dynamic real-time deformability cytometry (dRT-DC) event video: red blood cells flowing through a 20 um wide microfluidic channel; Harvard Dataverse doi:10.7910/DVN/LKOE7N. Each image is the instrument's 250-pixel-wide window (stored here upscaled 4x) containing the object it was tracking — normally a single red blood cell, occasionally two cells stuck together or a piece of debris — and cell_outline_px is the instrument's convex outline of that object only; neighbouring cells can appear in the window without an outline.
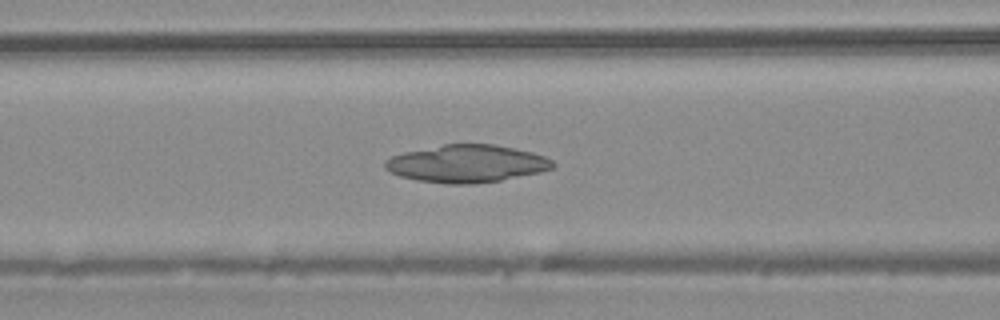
{"species": "common noctule bat (a hibernating species)", "species_latin": "Nyctalus noctula", "temperature_condition": "warm", "stored_images_in_passage": 37, "camera_frame_rate_fps": 3000, "um_per_image_px": 0.085, "animal": {"sex": "male", "body_mass_g": 20.4}, "frame": {"image": 1, "passage_image": 13, "time_ms": 4.0, "image_size_px": [1000, 320], "cell_outline_px": [[556, 168], [540, 172], [500, 180], [476, 184], [448, 184], [416, 180], [400, 176], [388, 172], [384, 168], [384, 160], [392, 156], [404, 152], [444, 144], [496, 144], [532, 152], [544, 156], [552, 160], [556, 164]], "centroid_in_image_um": [39.67, 13.91], "position_along_channel_um": 126.9, "area_um2": 36.93}}
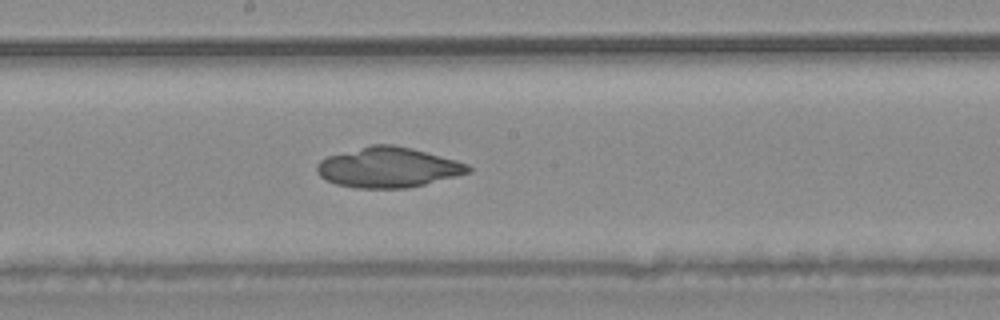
{"frame": {"image": 2, "passage_image": 19, "time_ms": 6.0, "image_size_px": [1000, 320], "cell_outline_px": [[472, 172], [408, 188], [356, 188], [336, 184], [324, 180], [316, 172], [316, 164], [320, 160], [328, 156], [372, 144], [392, 144], [412, 148], [456, 160], [468, 164], [472, 168]], "centroid_in_image_um": [32.98, 14.23], "position_along_channel_um": 215.2, "area_um2": 35.49}}
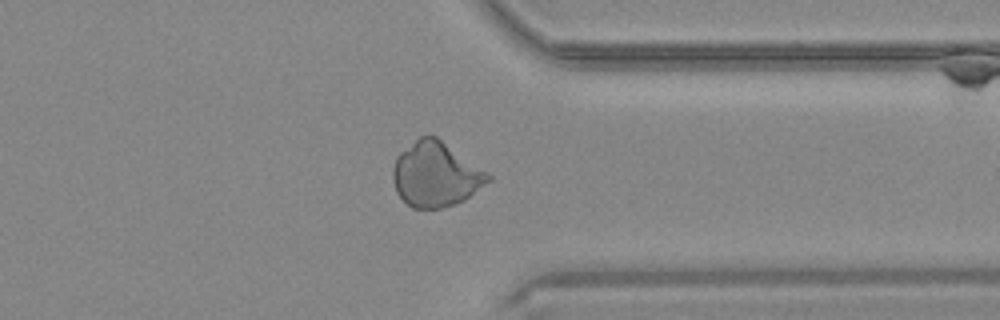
{"frame": {"image": 3, "passage_image": 30, "time_ms": 9.667, "image_size_px": [1000, 320], "cell_outline_px": [[492, 180], [464, 200], [440, 208], [412, 208], [396, 192], [392, 180], [392, 168], [396, 156], [400, 152], [420, 136], [436, 136], [488, 172], [492, 176]], "centroid_in_image_um": [37.03, 14.82], "position_along_channel_um": 374.4, "area_um2": 35.84}}